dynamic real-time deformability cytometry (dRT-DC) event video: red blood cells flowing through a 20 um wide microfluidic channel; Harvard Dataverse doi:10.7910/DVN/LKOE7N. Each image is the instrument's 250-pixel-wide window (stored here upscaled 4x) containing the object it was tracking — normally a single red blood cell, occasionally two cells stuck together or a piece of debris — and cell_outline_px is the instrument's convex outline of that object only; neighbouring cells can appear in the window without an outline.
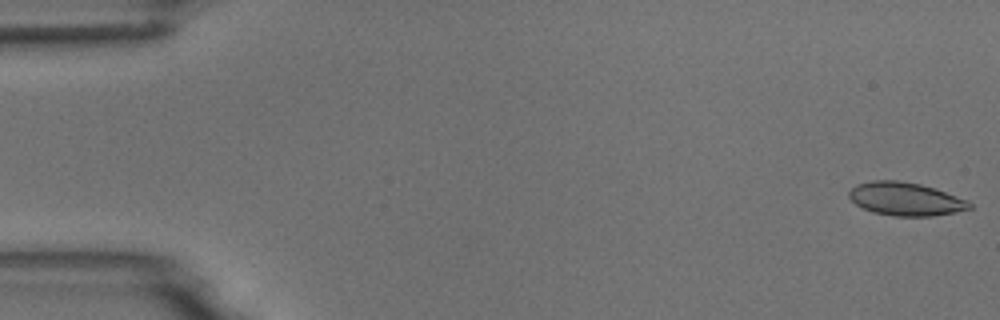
{"species": "common noctule bat (a hibernating species)", "species_latin": "Nyctalus noctula", "temperature_condition": "room temperature", "stored_images_in_passage": 6, "camera_frame_rate_fps": 3000, "um_per_image_px": 0.085, "animal": {"sex": "male", "body_mass_g": 18.8}, "frame": {"image": 1, "passage_image": 1, "time_ms": 0.0, "image_size_px": [1000, 320], "cell_outline_px": [[972, 208], [956, 212], [932, 216], [896, 216], [872, 212], [856, 204], [848, 196], [848, 192], [856, 184], [872, 180], [896, 180], [920, 184], [968, 200], [972, 204]], "centroid_in_image_um": [76.96, 16.91], "position_along_channel_um": 8.0, "area_um2": 23.18}}
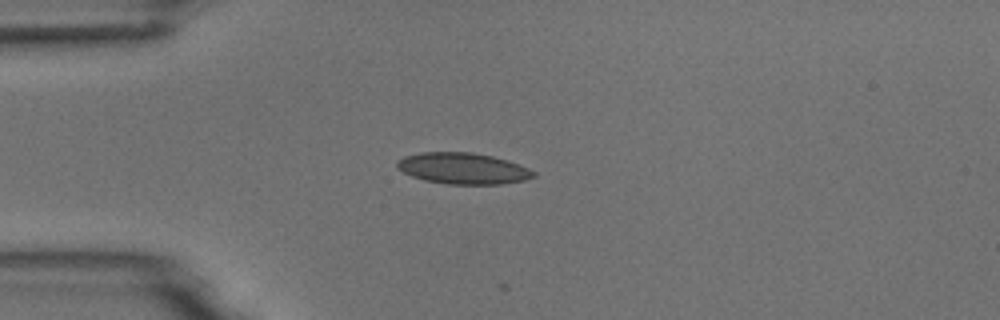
{"frame": {"image": 2, "passage_image": 4, "time_ms": 4.333, "image_size_px": [1000, 320], "cell_outline_px": [[536, 176], [524, 180], [500, 184], [448, 184], [424, 180], [412, 176], [396, 168], [396, 160], [404, 156], [420, 152], [472, 152], [492, 156], [508, 160], [528, 168], [536, 172]], "centroid_in_image_um": [39.33, 14.31], "position_along_channel_um": 45.7, "area_um2": 24.91}}
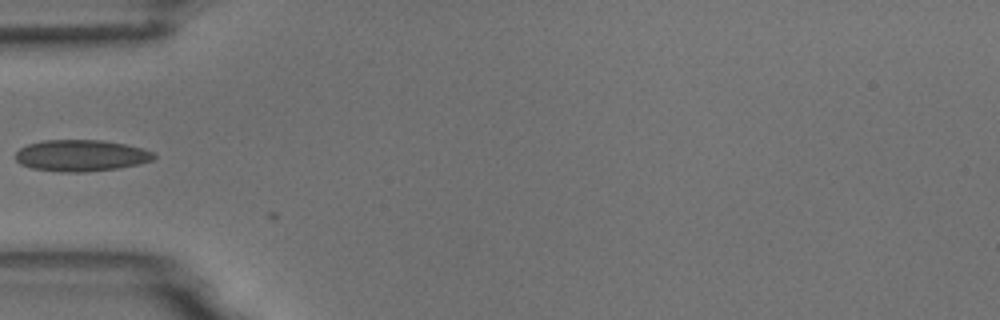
{"frame": {"image": 3, "passage_image": 5, "time_ms": 5.667, "image_size_px": [1000, 320], "cell_outline_px": [[156, 156], [152, 160], [120, 168], [84, 172], [60, 172], [32, 168], [20, 164], [16, 160], [16, 152], [20, 148], [28, 144], [44, 140], [100, 140], [124, 144], [140, 148], [152, 152]], "centroid_in_image_um": [6.85, 13.22], "position_along_channel_um": 78.2, "area_um2": 25.2}}